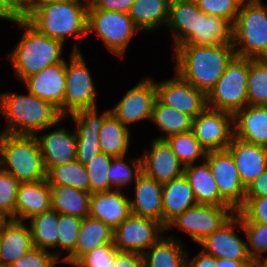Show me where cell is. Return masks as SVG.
Here are the masks:
<instances>
[{
    "label": "cell",
    "mask_w": 267,
    "mask_h": 267,
    "mask_svg": "<svg viewBox=\"0 0 267 267\" xmlns=\"http://www.w3.org/2000/svg\"><path fill=\"white\" fill-rule=\"evenodd\" d=\"M235 212L231 206L196 204L173 219L167 225L166 230L173 226V228L186 231L188 236L199 244L209 234L225 224Z\"/></svg>",
    "instance_id": "obj_10"
},
{
    "label": "cell",
    "mask_w": 267,
    "mask_h": 267,
    "mask_svg": "<svg viewBox=\"0 0 267 267\" xmlns=\"http://www.w3.org/2000/svg\"><path fill=\"white\" fill-rule=\"evenodd\" d=\"M156 99V81L146 77L128 90L110 111L125 127L129 128L128 124L147 119L151 121Z\"/></svg>",
    "instance_id": "obj_15"
},
{
    "label": "cell",
    "mask_w": 267,
    "mask_h": 267,
    "mask_svg": "<svg viewBox=\"0 0 267 267\" xmlns=\"http://www.w3.org/2000/svg\"><path fill=\"white\" fill-rule=\"evenodd\" d=\"M220 43H232V24L198 8L197 32L187 44L214 46Z\"/></svg>",
    "instance_id": "obj_32"
},
{
    "label": "cell",
    "mask_w": 267,
    "mask_h": 267,
    "mask_svg": "<svg viewBox=\"0 0 267 267\" xmlns=\"http://www.w3.org/2000/svg\"><path fill=\"white\" fill-rule=\"evenodd\" d=\"M62 1L66 0H28L27 7H38L39 5H44L52 2H62Z\"/></svg>",
    "instance_id": "obj_57"
},
{
    "label": "cell",
    "mask_w": 267,
    "mask_h": 267,
    "mask_svg": "<svg viewBox=\"0 0 267 267\" xmlns=\"http://www.w3.org/2000/svg\"><path fill=\"white\" fill-rule=\"evenodd\" d=\"M3 1L18 17H23L26 14L28 0H3Z\"/></svg>",
    "instance_id": "obj_55"
},
{
    "label": "cell",
    "mask_w": 267,
    "mask_h": 267,
    "mask_svg": "<svg viewBox=\"0 0 267 267\" xmlns=\"http://www.w3.org/2000/svg\"><path fill=\"white\" fill-rule=\"evenodd\" d=\"M25 32L14 50L9 54L16 76L24 80L44 68L60 63L64 43L40 33L24 17L14 22Z\"/></svg>",
    "instance_id": "obj_4"
},
{
    "label": "cell",
    "mask_w": 267,
    "mask_h": 267,
    "mask_svg": "<svg viewBox=\"0 0 267 267\" xmlns=\"http://www.w3.org/2000/svg\"><path fill=\"white\" fill-rule=\"evenodd\" d=\"M0 111L7 128L2 133L37 135L38 132L58 125L64 118L51 103L29 94H0Z\"/></svg>",
    "instance_id": "obj_2"
},
{
    "label": "cell",
    "mask_w": 267,
    "mask_h": 267,
    "mask_svg": "<svg viewBox=\"0 0 267 267\" xmlns=\"http://www.w3.org/2000/svg\"><path fill=\"white\" fill-rule=\"evenodd\" d=\"M41 150L46 173L55 166L77 160L76 133L68 132L64 127L50 133L35 135Z\"/></svg>",
    "instance_id": "obj_21"
},
{
    "label": "cell",
    "mask_w": 267,
    "mask_h": 267,
    "mask_svg": "<svg viewBox=\"0 0 267 267\" xmlns=\"http://www.w3.org/2000/svg\"><path fill=\"white\" fill-rule=\"evenodd\" d=\"M232 44L236 56L267 59V6L261 0L242 2L232 25Z\"/></svg>",
    "instance_id": "obj_6"
},
{
    "label": "cell",
    "mask_w": 267,
    "mask_h": 267,
    "mask_svg": "<svg viewBox=\"0 0 267 267\" xmlns=\"http://www.w3.org/2000/svg\"><path fill=\"white\" fill-rule=\"evenodd\" d=\"M11 220V217L0 209V230Z\"/></svg>",
    "instance_id": "obj_58"
},
{
    "label": "cell",
    "mask_w": 267,
    "mask_h": 267,
    "mask_svg": "<svg viewBox=\"0 0 267 267\" xmlns=\"http://www.w3.org/2000/svg\"><path fill=\"white\" fill-rule=\"evenodd\" d=\"M238 169L239 177L247 188L267 169V147L233 137L227 147Z\"/></svg>",
    "instance_id": "obj_20"
},
{
    "label": "cell",
    "mask_w": 267,
    "mask_h": 267,
    "mask_svg": "<svg viewBox=\"0 0 267 267\" xmlns=\"http://www.w3.org/2000/svg\"><path fill=\"white\" fill-rule=\"evenodd\" d=\"M110 114L111 111L106 110L99 115L97 108H92L70 115L76 123L74 130L77 142V160L81 164L86 165L101 152L99 130Z\"/></svg>",
    "instance_id": "obj_16"
},
{
    "label": "cell",
    "mask_w": 267,
    "mask_h": 267,
    "mask_svg": "<svg viewBox=\"0 0 267 267\" xmlns=\"http://www.w3.org/2000/svg\"><path fill=\"white\" fill-rule=\"evenodd\" d=\"M33 247L30 227L11 219L1 229L0 267L10 266Z\"/></svg>",
    "instance_id": "obj_26"
},
{
    "label": "cell",
    "mask_w": 267,
    "mask_h": 267,
    "mask_svg": "<svg viewBox=\"0 0 267 267\" xmlns=\"http://www.w3.org/2000/svg\"><path fill=\"white\" fill-rule=\"evenodd\" d=\"M241 219V228L244 230L247 241L249 256L258 265L263 259L260 257L262 253L267 252V224L248 222L238 211L235 212Z\"/></svg>",
    "instance_id": "obj_42"
},
{
    "label": "cell",
    "mask_w": 267,
    "mask_h": 267,
    "mask_svg": "<svg viewBox=\"0 0 267 267\" xmlns=\"http://www.w3.org/2000/svg\"><path fill=\"white\" fill-rule=\"evenodd\" d=\"M186 254V267H217V259L201 250L197 256L188 261Z\"/></svg>",
    "instance_id": "obj_53"
},
{
    "label": "cell",
    "mask_w": 267,
    "mask_h": 267,
    "mask_svg": "<svg viewBox=\"0 0 267 267\" xmlns=\"http://www.w3.org/2000/svg\"><path fill=\"white\" fill-rule=\"evenodd\" d=\"M249 59L235 56L207 96V107L234 114L248 105Z\"/></svg>",
    "instance_id": "obj_7"
},
{
    "label": "cell",
    "mask_w": 267,
    "mask_h": 267,
    "mask_svg": "<svg viewBox=\"0 0 267 267\" xmlns=\"http://www.w3.org/2000/svg\"><path fill=\"white\" fill-rule=\"evenodd\" d=\"M170 1L134 0L128 14L139 30L152 31L167 24Z\"/></svg>",
    "instance_id": "obj_34"
},
{
    "label": "cell",
    "mask_w": 267,
    "mask_h": 267,
    "mask_svg": "<svg viewBox=\"0 0 267 267\" xmlns=\"http://www.w3.org/2000/svg\"><path fill=\"white\" fill-rule=\"evenodd\" d=\"M151 122L165 133L163 136L157 137V139H165L174 134L188 132L192 126V118L190 116L164 105L158 99L154 103Z\"/></svg>",
    "instance_id": "obj_36"
},
{
    "label": "cell",
    "mask_w": 267,
    "mask_h": 267,
    "mask_svg": "<svg viewBox=\"0 0 267 267\" xmlns=\"http://www.w3.org/2000/svg\"><path fill=\"white\" fill-rule=\"evenodd\" d=\"M204 161L209 165L220 196L238 211L244 205L246 188L230 152L227 149L208 151Z\"/></svg>",
    "instance_id": "obj_12"
},
{
    "label": "cell",
    "mask_w": 267,
    "mask_h": 267,
    "mask_svg": "<svg viewBox=\"0 0 267 267\" xmlns=\"http://www.w3.org/2000/svg\"><path fill=\"white\" fill-rule=\"evenodd\" d=\"M248 105L267 106V59H249Z\"/></svg>",
    "instance_id": "obj_39"
},
{
    "label": "cell",
    "mask_w": 267,
    "mask_h": 267,
    "mask_svg": "<svg viewBox=\"0 0 267 267\" xmlns=\"http://www.w3.org/2000/svg\"><path fill=\"white\" fill-rule=\"evenodd\" d=\"M244 0H195L198 8L205 14L226 19L232 25Z\"/></svg>",
    "instance_id": "obj_46"
},
{
    "label": "cell",
    "mask_w": 267,
    "mask_h": 267,
    "mask_svg": "<svg viewBox=\"0 0 267 267\" xmlns=\"http://www.w3.org/2000/svg\"><path fill=\"white\" fill-rule=\"evenodd\" d=\"M245 197H267V169L246 188Z\"/></svg>",
    "instance_id": "obj_52"
},
{
    "label": "cell",
    "mask_w": 267,
    "mask_h": 267,
    "mask_svg": "<svg viewBox=\"0 0 267 267\" xmlns=\"http://www.w3.org/2000/svg\"><path fill=\"white\" fill-rule=\"evenodd\" d=\"M151 150L141 156L142 172L160 184L184 175V165L165 139H154Z\"/></svg>",
    "instance_id": "obj_18"
},
{
    "label": "cell",
    "mask_w": 267,
    "mask_h": 267,
    "mask_svg": "<svg viewBox=\"0 0 267 267\" xmlns=\"http://www.w3.org/2000/svg\"><path fill=\"white\" fill-rule=\"evenodd\" d=\"M130 129L125 127L112 113L104 120L99 130L101 152L113 157L126 156L130 144Z\"/></svg>",
    "instance_id": "obj_35"
},
{
    "label": "cell",
    "mask_w": 267,
    "mask_h": 267,
    "mask_svg": "<svg viewBox=\"0 0 267 267\" xmlns=\"http://www.w3.org/2000/svg\"><path fill=\"white\" fill-rule=\"evenodd\" d=\"M140 31L128 13L88 9L87 32H94L114 55L124 57L129 42Z\"/></svg>",
    "instance_id": "obj_9"
},
{
    "label": "cell",
    "mask_w": 267,
    "mask_h": 267,
    "mask_svg": "<svg viewBox=\"0 0 267 267\" xmlns=\"http://www.w3.org/2000/svg\"><path fill=\"white\" fill-rule=\"evenodd\" d=\"M134 0H92L88 9L129 13Z\"/></svg>",
    "instance_id": "obj_50"
},
{
    "label": "cell",
    "mask_w": 267,
    "mask_h": 267,
    "mask_svg": "<svg viewBox=\"0 0 267 267\" xmlns=\"http://www.w3.org/2000/svg\"><path fill=\"white\" fill-rule=\"evenodd\" d=\"M217 267H258L253 260L217 259Z\"/></svg>",
    "instance_id": "obj_54"
},
{
    "label": "cell",
    "mask_w": 267,
    "mask_h": 267,
    "mask_svg": "<svg viewBox=\"0 0 267 267\" xmlns=\"http://www.w3.org/2000/svg\"><path fill=\"white\" fill-rule=\"evenodd\" d=\"M125 156L113 157L110 169L108 171V177L111 185L116 187L114 189L120 190L122 186H126L137 179V177L142 173V161L141 157L138 159H132L130 166L126 161H124ZM121 188H120V187ZM119 187V188H118Z\"/></svg>",
    "instance_id": "obj_44"
},
{
    "label": "cell",
    "mask_w": 267,
    "mask_h": 267,
    "mask_svg": "<svg viewBox=\"0 0 267 267\" xmlns=\"http://www.w3.org/2000/svg\"><path fill=\"white\" fill-rule=\"evenodd\" d=\"M184 176L190 183L197 204L213 206H230L221 196L217 184L204 161L201 165L191 164L184 167Z\"/></svg>",
    "instance_id": "obj_29"
},
{
    "label": "cell",
    "mask_w": 267,
    "mask_h": 267,
    "mask_svg": "<svg viewBox=\"0 0 267 267\" xmlns=\"http://www.w3.org/2000/svg\"><path fill=\"white\" fill-rule=\"evenodd\" d=\"M131 214L150 218L163 225L162 184L143 172L135 180V198L130 200Z\"/></svg>",
    "instance_id": "obj_24"
},
{
    "label": "cell",
    "mask_w": 267,
    "mask_h": 267,
    "mask_svg": "<svg viewBox=\"0 0 267 267\" xmlns=\"http://www.w3.org/2000/svg\"><path fill=\"white\" fill-rule=\"evenodd\" d=\"M81 222V218L67 214H59L56 248L59 246L61 247V251L63 249L68 253L64 256L62 261H65L76 248Z\"/></svg>",
    "instance_id": "obj_43"
},
{
    "label": "cell",
    "mask_w": 267,
    "mask_h": 267,
    "mask_svg": "<svg viewBox=\"0 0 267 267\" xmlns=\"http://www.w3.org/2000/svg\"><path fill=\"white\" fill-rule=\"evenodd\" d=\"M113 156L100 152L85 165L89 176V193H100L114 190L108 177Z\"/></svg>",
    "instance_id": "obj_41"
},
{
    "label": "cell",
    "mask_w": 267,
    "mask_h": 267,
    "mask_svg": "<svg viewBox=\"0 0 267 267\" xmlns=\"http://www.w3.org/2000/svg\"><path fill=\"white\" fill-rule=\"evenodd\" d=\"M173 153L185 166L194 164L200 157H206L207 151L201 146L193 132L179 133L165 138Z\"/></svg>",
    "instance_id": "obj_40"
},
{
    "label": "cell",
    "mask_w": 267,
    "mask_h": 267,
    "mask_svg": "<svg viewBox=\"0 0 267 267\" xmlns=\"http://www.w3.org/2000/svg\"><path fill=\"white\" fill-rule=\"evenodd\" d=\"M0 18L12 23H14L18 18V16L5 4L3 0H0Z\"/></svg>",
    "instance_id": "obj_56"
},
{
    "label": "cell",
    "mask_w": 267,
    "mask_h": 267,
    "mask_svg": "<svg viewBox=\"0 0 267 267\" xmlns=\"http://www.w3.org/2000/svg\"><path fill=\"white\" fill-rule=\"evenodd\" d=\"M0 168L19 183L46 179L39 143L34 135L0 133Z\"/></svg>",
    "instance_id": "obj_5"
},
{
    "label": "cell",
    "mask_w": 267,
    "mask_h": 267,
    "mask_svg": "<svg viewBox=\"0 0 267 267\" xmlns=\"http://www.w3.org/2000/svg\"><path fill=\"white\" fill-rule=\"evenodd\" d=\"M66 60L48 66L39 73L33 74L22 82L28 91L51 103L63 117V101L65 93Z\"/></svg>",
    "instance_id": "obj_19"
},
{
    "label": "cell",
    "mask_w": 267,
    "mask_h": 267,
    "mask_svg": "<svg viewBox=\"0 0 267 267\" xmlns=\"http://www.w3.org/2000/svg\"><path fill=\"white\" fill-rule=\"evenodd\" d=\"M187 252L180 239L163 235L142 254L144 267H186Z\"/></svg>",
    "instance_id": "obj_31"
},
{
    "label": "cell",
    "mask_w": 267,
    "mask_h": 267,
    "mask_svg": "<svg viewBox=\"0 0 267 267\" xmlns=\"http://www.w3.org/2000/svg\"><path fill=\"white\" fill-rule=\"evenodd\" d=\"M107 243H113V230L99 219L88 216L82 219L74 252L64 262L73 266L83 255Z\"/></svg>",
    "instance_id": "obj_30"
},
{
    "label": "cell",
    "mask_w": 267,
    "mask_h": 267,
    "mask_svg": "<svg viewBox=\"0 0 267 267\" xmlns=\"http://www.w3.org/2000/svg\"><path fill=\"white\" fill-rule=\"evenodd\" d=\"M115 267H144L142 254L137 252L117 251Z\"/></svg>",
    "instance_id": "obj_51"
},
{
    "label": "cell",
    "mask_w": 267,
    "mask_h": 267,
    "mask_svg": "<svg viewBox=\"0 0 267 267\" xmlns=\"http://www.w3.org/2000/svg\"><path fill=\"white\" fill-rule=\"evenodd\" d=\"M18 187V180L0 168V209L13 220H15Z\"/></svg>",
    "instance_id": "obj_47"
},
{
    "label": "cell",
    "mask_w": 267,
    "mask_h": 267,
    "mask_svg": "<svg viewBox=\"0 0 267 267\" xmlns=\"http://www.w3.org/2000/svg\"><path fill=\"white\" fill-rule=\"evenodd\" d=\"M234 137L267 147V106L246 105L233 114Z\"/></svg>",
    "instance_id": "obj_23"
},
{
    "label": "cell",
    "mask_w": 267,
    "mask_h": 267,
    "mask_svg": "<svg viewBox=\"0 0 267 267\" xmlns=\"http://www.w3.org/2000/svg\"><path fill=\"white\" fill-rule=\"evenodd\" d=\"M46 180L50 186H68L89 192L88 173L78 160L52 167L46 173Z\"/></svg>",
    "instance_id": "obj_37"
},
{
    "label": "cell",
    "mask_w": 267,
    "mask_h": 267,
    "mask_svg": "<svg viewBox=\"0 0 267 267\" xmlns=\"http://www.w3.org/2000/svg\"><path fill=\"white\" fill-rule=\"evenodd\" d=\"M50 209L51 188L46 179L19 183L16 196L15 220L25 222L27 219H31Z\"/></svg>",
    "instance_id": "obj_25"
},
{
    "label": "cell",
    "mask_w": 267,
    "mask_h": 267,
    "mask_svg": "<svg viewBox=\"0 0 267 267\" xmlns=\"http://www.w3.org/2000/svg\"><path fill=\"white\" fill-rule=\"evenodd\" d=\"M130 214V199L121 190L93 193L90 196L89 216L104 222L112 230Z\"/></svg>",
    "instance_id": "obj_22"
},
{
    "label": "cell",
    "mask_w": 267,
    "mask_h": 267,
    "mask_svg": "<svg viewBox=\"0 0 267 267\" xmlns=\"http://www.w3.org/2000/svg\"><path fill=\"white\" fill-rule=\"evenodd\" d=\"M175 71L206 95L236 56L232 43L214 46L185 44L174 50Z\"/></svg>",
    "instance_id": "obj_1"
},
{
    "label": "cell",
    "mask_w": 267,
    "mask_h": 267,
    "mask_svg": "<svg viewBox=\"0 0 267 267\" xmlns=\"http://www.w3.org/2000/svg\"><path fill=\"white\" fill-rule=\"evenodd\" d=\"M0 247H1V230H0Z\"/></svg>",
    "instance_id": "obj_61"
},
{
    "label": "cell",
    "mask_w": 267,
    "mask_h": 267,
    "mask_svg": "<svg viewBox=\"0 0 267 267\" xmlns=\"http://www.w3.org/2000/svg\"><path fill=\"white\" fill-rule=\"evenodd\" d=\"M258 267H267V258L265 260H262L259 264Z\"/></svg>",
    "instance_id": "obj_59"
},
{
    "label": "cell",
    "mask_w": 267,
    "mask_h": 267,
    "mask_svg": "<svg viewBox=\"0 0 267 267\" xmlns=\"http://www.w3.org/2000/svg\"><path fill=\"white\" fill-rule=\"evenodd\" d=\"M89 5L79 0L52 2L38 7H27L23 16L40 33L62 41L70 35L85 37Z\"/></svg>",
    "instance_id": "obj_3"
},
{
    "label": "cell",
    "mask_w": 267,
    "mask_h": 267,
    "mask_svg": "<svg viewBox=\"0 0 267 267\" xmlns=\"http://www.w3.org/2000/svg\"><path fill=\"white\" fill-rule=\"evenodd\" d=\"M233 114L207 107L192 119L191 131L208 151L225 150L234 137Z\"/></svg>",
    "instance_id": "obj_13"
},
{
    "label": "cell",
    "mask_w": 267,
    "mask_h": 267,
    "mask_svg": "<svg viewBox=\"0 0 267 267\" xmlns=\"http://www.w3.org/2000/svg\"><path fill=\"white\" fill-rule=\"evenodd\" d=\"M59 213L50 209L30 219V230L33 245L47 250L56 248Z\"/></svg>",
    "instance_id": "obj_38"
},
{
    "label": "cell",
    "mask_w": 267,
    "mask_h": 267,
    "mask_svg": "<svg viewBox=\"0 0 267 267\" xmlns=\"http://www.w3.org/2000/svg\"><path fill=\"white\" fill-rule=\"evenodd\" d=\"M173 78L156 82L157 99L194 119L207 108L206 94L184 80L176 71Z\"/></svg>",
    "instance_id": "obj_14"
},
{
    "label": "cell",
    "mask_w": 267,
    "mask_h": 267,
    "mask_svg": "<svg viewBox=\"0 0 267 267\" xmlns=\"http://www.w3.org/2000/svg\"><path fill=\"white\" fill-rule=\"evenodd\" d=\"M61 253L33 247L8 267H54Z\"/></svg>",
    "instance_id": "obj_48"
},
{
    "label": "cell",
    "mask_w": 267,
    "mask_h": 267,
    "mask_svg": "<svg viewBox=\"0 0 267 267\" xmlns=\"http://www.w3.org/2000/svg\"><path fill=\"white\" fill-rule=\"evenodd\" d=\"M196 204L193 189L184 175L163 184V226L166 228L173 219Z\"/></svg>",
    "instance_id": "obj_28"
},
{
    "label": "cell",
    "mask_w": 267,
    "mask_h": 267,
    "mask_svg": "<svg viewBox=\"0 0 267 267\" xmlns=\"http://www.w3.org/2000/svg\"><path fill=\"white\" fill-rule=\"evenodd\" d=\"M73 48L69 65L66 62L65 93L63 101V118L80 110L97 108L96 86L87 67L78 44Z\"/></svg>",
    "instance_id": "obj_8"
},
{
    "label": "cell",
    "mask_w": 267,
    "mask_h": 267,
    "mask_svg": "<svg viewBox=\"0 0 267 267\" xmlns=\"http://www.w3.org/2000/svg\"><path fill=\"white\" fill-rule=\"evenodd\" d=\"M79 1H81V0H79ZM82 1H84V3L90 5V3H91L92 0H82Z\"/></svg>",
    "instance_id": "obj_60"
},
{
    "label": "cell",
    "mask_w": 267,
    "mask_h": 267,
    "mask_svg": "<svg viewBox=\"0 0 267 267\" xmlns=\"http://www.w3.org/2000/svg\"><path fill=\"white\" fill-rule=\"evenodd\" d=\"M198 6L195 0H171L166 26L173 31L175 48L187 44L196 34Z\"/></svg>",
    "instance_id": "obj_27"
},
{
    "label": "cell",
    "mask_w": 267,
    "mask_h": 267,
    "mask_svg": "<svg viewBox=\"0 0 267 267\" xmlns=\"http://www.w3.org/2000/svg\"><path fill=\"white\" fill-rule=\"evenodd\" d=\"M238 212L248 222L267 224V197H245Z\"/></svg>",
    "instance_id": "obj_49"
},
{
    "label": "cell",
    "mask_w": 267,
    "mask_h": 267,
    "mask_svg": "<svg viewBox=\"0 0 267 267\" xmlns=\"http://www.w3.org/2000/svg\"><path fill=\"white\" fill-rule=\"evenodd\" d=\"M165 231L166 228L156 220L130 214L113 230V244L118 251L143 254Z\"/></svg>",
    "instance_id": "obj_11"
},
{
    "label": "cell",
    "mask_w": 267,
    "mask_h": 267,
    "mask_svg": "<svg viewBox=\"0 0 267 267\" xmlns=\"http://www.w3.org/2000/svg\"><path fill=\"white\" fill-rule=\"evenodd\" d=\"M241 226V219L235 213L218 230L209 234L199 245L202 250L216 259L252 260L247 244L236 233L234 228Z\"/></svg>",
    "instance_id": "obj_17"
},
{
    "label": "cell",
    "mask_w": 267,
    "mask_h": 267,
    "mask_svg": "<svg viewBox=\"0 0 267 267\" xmlns=\"http://www.w3.org/2000/svg\"><path fill=\"white\" fill-rule=\"evenodd\" d=\"M51 209L59 214H67L84 219L89 216V192L68 186H50Z\"/></svg>",
    "instance_id": "obj_33"
},
{
    "label": "cell",
    "mask_w": 267,
    "mask_h": 267,
    "mask_svg": "<svg viewBox=\"0 0 267 267\" xmlns=\"http://www.w3.org/2000/svg\"><path fill=\"white\" fill-rule=\"evenodd\" d=\"M113 243H107L83 255L72 267H115L116 252Z\"/></svg>",
    "instance_id": "obj_45"
}]
</instances>
